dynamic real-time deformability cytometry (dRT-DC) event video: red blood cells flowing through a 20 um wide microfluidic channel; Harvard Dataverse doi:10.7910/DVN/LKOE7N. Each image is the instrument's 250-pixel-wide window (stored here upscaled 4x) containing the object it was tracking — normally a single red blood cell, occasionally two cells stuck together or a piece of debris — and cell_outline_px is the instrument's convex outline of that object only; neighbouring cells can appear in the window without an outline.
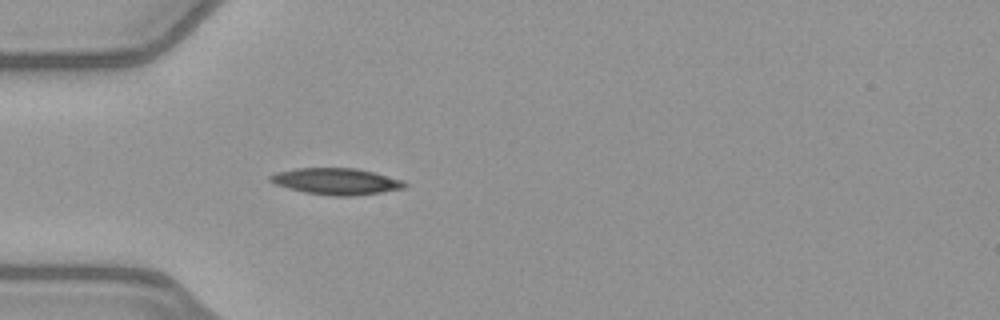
{"species": "common noctule bat (a hibernating species)", "species_latin": "Nyctalus noctula", "temperature_condition": "warm", "stored_images_in_passage": 37, "camera_frame_rate_fps": 3000, "um_per_image_px": 0.085, "animal": {"sex": "female", "body_mass_g": 21.9}, "frame": {"image": 1, "passage_image": 1, "time_ms": 0.0, "image_size_px": [1000, 320], "cell_outline_px": [[408, 184], [404, 188], [380, 192], [352, 196], [336, 196], [304, 192], [276, 184], [268, 180], [268, 176], [276, 172], [296, 168], [356, 168], [404, 180]], "centroid_in_image_um": [28.58, 15.41], "position_along_channel_um": 56.4, "area_um2": 20.58}}
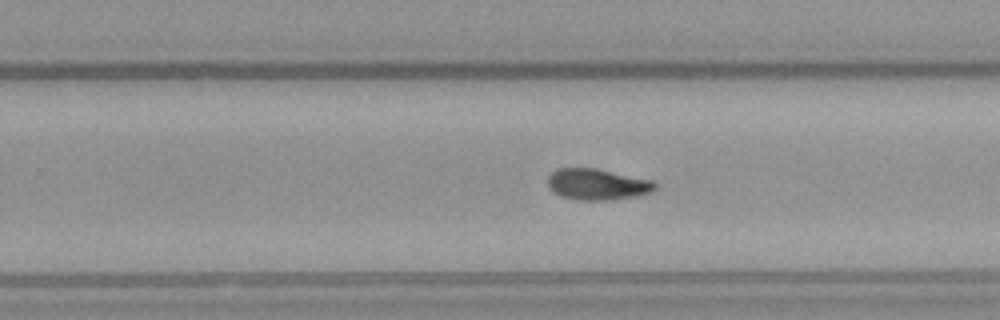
{"frame": {"image": 2, "passage_image": 18, "time_ms": 5.667, "image_size_px": [1000, 320], "cell_outline_px": [[656, 188], [652, 192], [636, 196], [608, 200], [576, 200], [560, 196], [552, 192], [548, 184], [548, 176], [556, 168], [596, 168], [652, 180], [656, 184]], "centroid_in_image_um": [50.75, 15.67], "position_along_channel_um": 279.1, "area_um2": 19.59}}
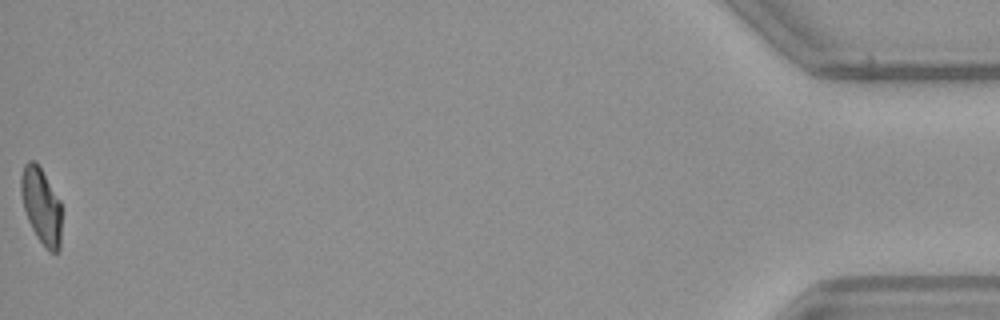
{"frame": {"image": 3, "passage_image": 37, "time_ms": 12.0, "image_size_px": [1000, 320], "cell_outline_px": [[60, 248], [56, 252], [48, 252], [36, 236], [28, 220], [24, 208], [20, 192], [20, 176], [24, 164], [28, 160], [36, 160], [60, 200]], "centroid_in_image_um": [3.48, 17.47], "position_along_channel_um": 431.7, "area_um2": 18.03}, "authors_computed_cell_mechanics": {"area_um2": 19.5942, "velocity_mm_per_s": 4.019, "shape_relaxation_time_tau1_ms": 6.7588, "shape_relaxation_time_tau2_ms": 5.1534, "deformation_change_tau1": 0.2078, "deformation_change_tau2": 0.1199}}